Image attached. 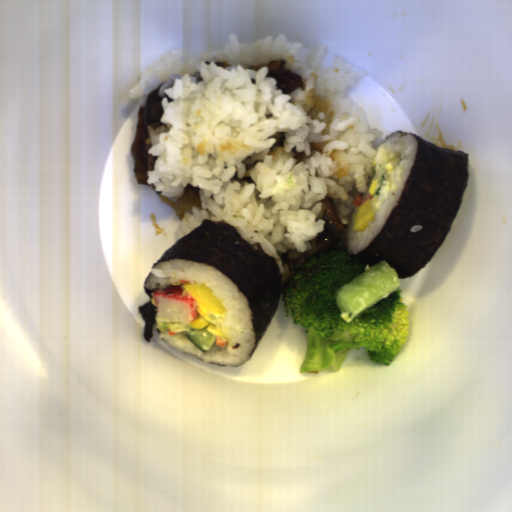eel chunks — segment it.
Instances as JSON below:
<instances>
[{
    "label": "eel chunks",
    "instance_id": "1",
    "mask_svg": "<svg viewBox=\"0 0 512 512\" xmlns=\"http://www.w3.org/2000/svg\"><path fill=\"white\" fill-rule=\"evenodd\" d=\"M324 211V231L310 241L311 249L305 252L288 251L284 258L281 287H287L304 265L316 256H330L346 251L345 236L348 224H344L331 197L320 199ZM347 252V251H346Z\"/></svg>",
    "mask_w": 512,
    "mask_h": 512
},
{
    "label": "eel chunks",
    "instance_id": "2",
    "mask_svg": "<svg viewBox=\"0 0 512 512\" xmlns=\"http://www.w3.org/2000/svg\"><path fill=\"white\" fill-rule=\"evenodd\" d=\"M164 84V83H163ZM162 85L148 94L146 102L141 104L137 114L138 127L135 139L129 149L133 158L132 172L139 185H148L147 174L154 170L157 156H151L148 150L151 148L146 140L149 138L148 127L152 130L159 129L163 123L162 97L159 96Z\"/></svg>",
    "mask_w": 512,
    "mask_h": 512
},
{
    "label": "eel chunks",
    "instance_id": "3",
    "mask_svg": "<svg viewBox=\"0 0 512 512\" xmlns=\"http://www.w3.org/2000/svg\"><path fill=\"white\" fill-rule=\"evenodd\" d=\"M261 67H267V77L274 78L277 82V89L282 90V95H290L297 89L304 87L302 75L297 74L286 66L285 60L269 61L266 64H258L249 68V70L259 71Z\"/></svg>",
    "mask_w": 512,
    "mask_h": 512
},
{
    "label": "eel chunks",
    "instance_id": "4",
    "mask_svg": "<svg viewBox=\"0 0 512 512\" xmlns=\"http://www.w3.org/2000/svg\"><path fill=\"white\" fill-rule=\"evenodd\" d=\"M200 187L192 186L188 184L184 187V192L181 197L177 199L176 202H172L170 198L162 195V191H156V195L166 206H168L171 210H173L178 219L181 221L187 210L197 207L198 211L203 209L201 195H200Z\"/></svg>",
    "mask_w": 512,
    "mask_h": 512
},
{
    "label": "eel chunks",
    "instance_id": "5",
    "mask_svg": "<svg viewBox=\"0 0 512 512\" xmlns=\"http://www.w3.org/2000/svg\"><path fill=\"white\" fill-rule=\"evenodd\" d=\"M215 64L217 65V67H222L224 70L227 68V67H230L231 64H229L228 62L226 61H215Z\"/></svg>",
    "mask_w": 512,
    "mask_h": 512
}]
</instances>
